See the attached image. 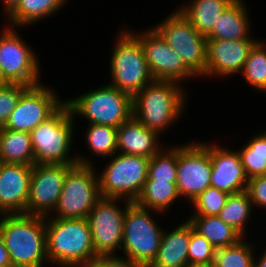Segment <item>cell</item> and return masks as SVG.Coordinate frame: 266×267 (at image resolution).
I'll return each instance as SVG.
<instances>
[{
    "mask_svg": "<svg viewBox=\"0 0 266 267\" xmlns=\"http://www.w3.org/2000/svg\"><path fill=\"white\" fill-rule=\"evenodd\" d=\"M178 197L176 182L146 180L135 203L158 214L168 211Z\"/></svg>",
    "mask_w": 266,
    "mask_h": 267,
    "instance_id": "27",
    "label": "cell"
},
{
    "mask_svg": "<svg viewBox=\"0 0 266 267\" xmlns=\"http://www.w3.org/2000/svg\"><path fill=\"white\" fill-rule=\"evenodd\" d=\"M32 165L0 164V215L27 214Z\"/></svg>",
    "mask_w": 266,
    "mask_h": 267,
    "instance_id": "18",
    "label": "cell"
},
{
    "mask_svg": "<svg viewBox=\"0 0 266 267\" xmlns=\"http://www.w3.org/2000/svg\"><path fill=\"white\" fill-rule=\"evenodd\" d=\"M118 201L121 199L101 197L87 217L97 256L115 255L121 250L125 213L131 202L123 200L126 205L122 209Z\"/></svg>",
    "mask_w": 266,
    "mask_h": 267,
    "instance_id": "13",
    "label": "cell"
},
{
    "mask_svg": "<svg viewBox=\"0 0 266 267\" xmlns=\"http://www.w3.org/2000/svg\"><path fill=\"white\" fill-rule=\"evenodd\" d=\"M159 136L132 116L117 128V152L151 158L163 147Z\"/></svg>",
    "mask_w": 266,
    "mask_h": 267,
    "instance_id": "20",
    "label": "cell"
},
{
    "mask_svg": "<svg viewBox=\"0 0 266 267\" xmlns=\"http://www.w3.org/2000/svg\"><path fill=\"white\" fill-rule=\"evenodd\" d=\"M251 202L257 207L266 210V176H255L249 178L247 189Z\"/></svg>",
    "mask_w": 266,
    "mask_h": 267,
    "instance_id": "37",
    "label": "cell"
},
{
    "mask_svg": "<svg viewBox=\"0 0 266 267\" xmlns=\"http://www.w3.org/2000/svg\"><path fill=\"white\" fill-rule=\"evenodd\" d=\"M75 164L32 165L27 214L49 216L58 203L67 172Z\"/></svg>",
    "mask_w": 266,
    "mask_h": 267,
    "instance_id": "16",
    "label": "cell"
},
{
    "mask_svg": "<svg viewBox=\"0 0 266 267\" xmlns=\"http://www.w3.org/2000/svg\"><path fill=\"white\" fill-rule=\"evenodd\" d=\"M134 32L133 30L131 33L143 48L154 80L174 81L181 84L186 79L197 77L153 27L139 34Z\"/></svg>",
    "mask_w": 266,
    "mask_h": 267,
    "instance_id": "14",
    "label": "cell"
},
{
    "mask_svg": "<svg viewBox=\"0 0 266 267\" xmlns=\"http://www.w3.org/2000/svg\"><path fill=\"white\" fill-rule=\"evenodd\" d=\"M235 0H191L177 10L204 36L214 28L217 20Z\"/></svg>",
    "mask_w": 266,
    "mask_h": 267,
    "instance_id": "23",
    "label": "cell"
},
{
    "mask_svg": "<svg viewBox=\"0 0 266 267\" xmlns=\"http://www.w3.org/2000/svg\"><path fill=\"white\" fill-rule=\"evenodd\" d=\"M0 234L12 265L43 267L48 262L44 216L1 214Z\"/></svg>",
    "mask_w": 266,
    "mask_h": 267,
    "instance_id": "2",
    "label": "cell"
},
{
    "mask_svg": "<svg viewBox=\"0 0 266 267\" xmlns=\"http://www.w3.org/2000/svg\"><path fill=\"white\" fill-rule=\"evenodd\" d=\"M11 267H32V266L11 265Z\"/></svg>",
    "mask_w": 266,
    "mask_h": 267,
    "instance_id": "44",
    "label": "cell"
},
{
    "mask_svg": "<svg viewBox=\"0 0 266 267\" xmlns=\"http://www.w3.org/2000/svg\"><path fill=\"white\" fill-rule=\"evenodd\" d=\"M185 267H215V263H188Z\"/></svg>",
    "mask_w": 266,
    "mask_h": 267,
    "instance_id": "42",
    "label": "cell"
},
{
    "mask_svg": "<svg viewBox=\"0 0 266 267\" xmlns=\"http://www.w3.org/2000/svg\"><path fill=\"white\" fill-rule=\"evenodd\" d=\"M0 160L7 164L34 165L31 134L0 127Z\"/></svg>",
    "mask_w": 266,
    "mask_h": 267,
    "instance_id": "24",
    "label": "cell"
},
{
    "mask_svg": "<svg viewBox=\"0 0 266 267\" xmlns=\"http://www.w3.org/2000/svg\"><path fill=\"white\" fill-rule=\"evenodd\" d=\"M27 88L28 86L23 84L0 85V127L5 126L21 94Z\"/></svg>",
    "mask_w": 266,
    "mask_h": 267,
    "instance_id": "36",
    "label": "cell"
},
{
    "mask_svg": "<svg viewBox=\"0 0 266 267\" xmlns=\"http://www.w3.org/2000/svg\"><path fill=\"white\" fill-rule=\"evenodd\" d=\"M74 120L68 104L64 102L30 132L34 164H93L83 155L69 156L74 141Z\"/></svg>",
    "mask_w": 266,
    "mask_h": 267,
    "instance_id": "4",
    "label": "cell"
},
{
    "mask_svg": "<svg viewBox=\"0 0 266 267\" xmlns=\"http://www.w3.org/2000/svg\"><path fill=\"white\" fill-rule=\"evenodd\" d=\"M177 146L161 149L150 158L147 180L176 182Z\"/></svg>",
    "mask_w": 266,
    "mask_h": 267,
    "instance_id": "33",
    "label": "cell"
},
{
    "mask_svg": "<svg viewBox=\"0 0 266 267\" xmlns=\"http://www.w3.org/2000/svg\"><path fill=\"white\" fill-rule=\"evenodd\" d=\"M68 0H21L17 7L7 16L10 27H27L35 22L51 17L64 7Z\"/></svg>",
    "mask_w": 266,
    "mask_h": 267,
    "instance_id": "25",
    "label": "cell"
},
{
    "mask_svg": "<svg viewBox=\"0 0 266 267\" xmlns=\"http://www.w3.org/2000/svg\"><path fill=\"white\" fill-rule=\"evenodd\" d=\"M97 174L93 165L75 164L67 172L58 203L49 216L87 219L101 198Z\"/></svg>",
    "mask_w": 266,
    "mask_h": 267,
    "instance_id": "9",
    "label": "cell"
},
{
    "mask_svg": "<svg viewBox=\"0 0 266 267\" xmlns=\"http://www.w3.org/2000/svg\"><path fill=\"white\" fill-rule=\"evenodd\" d=\"M258 41L207 39L206 73L203 77L226 78L240 73L251 49Z\"/></svg>",
    "mask_w": 266,
    "mask_h": 267,
    "instance_id": "17",
    "label": "cell"
},
{
    "mask_svg": "<svg viewBox=\"0 0 266 267\" xmlns=\"http://www.w3.org/2000/svg\"><path fill=\"white\" fill-rule=\"evenodd\" d=\"M0 32V71L2 79L9 84L38 85L40 61L17 28L4 26Z\"/></svg>",
    "mask_w": 266,
    "mask_h": 267,
    "instance_id": "11",
    "label": "cell"
},
{
    "mask_svg": "<svg viewBox=\"0 0 266 267\" xmlns=\"http://www.w3.org/2000/svg\"><path fill=\"white\" fill-rule=\"evenodd\" d=\"M188 221L215 249L234 245L243 238L218 216H189Z\"/></svg>",
    "mask_w": 266,
    "mask_h": 267,
    "instance_id": "26",
    "label": "cell"
},
{
    "mask_svg": "<svg viewBox=\"0 0 266 267\" xmlns=\"http://www.w3.org/2000/svg\"><path fill=\"white\" fill-rule=\"evenodd\" d=\"M132 30L122 28L110 57L109 85L123 90L132 97L154 81L139 40Z\"/></svg>",
    "mask_w": 266,
    "mask_h": 267,
    "instance_id": "5",
    "label": "cell"
},
{
    "mask_svg": "<svg viewBox=\"0 0 266 267\" xmlns=\"http://www.w3.org/2000/svg\"><path fill=\"white\" fill-rule=\"evenodd\" d=\"M263 251L264 252L261 253L262 255L259 256V259L255 258L254 267H266V249Z\"/></svg>",
    "mask_w": 266,
    "mask_h": 267,
    "instance_id": "41",
    "label": "cell"
},
{
    "mask_svg": "<svg viewBox=\"0 0 266 267\" xmlns=\"http://www.w3.org/2000/svg\"><path fill=\"white\" fill-rule=\"evenodd\" d=\"M252 207L253 204L247 191L230 194L217 216L245 238L246 223L251 218Z\"/></svg>",
    "mask_w": 266,
    "mask_h": 267,
    "instance_id": "28",
    "label": "cell"
},
{
    "mask_svg": "<svg viewBox=\"0 0 266 267\" xmlns=\"http://www.w3.org/2000/svg\"><path fill=\"white\" fill-rule=\"evenodd\" d=\"M83 267H144L128 258L118 255L96 256L90 263Z\"/></svg>",
    "mask_w": 266,
    "mask_h": 267,
    "instance_id": "38",
    "label": "cell"
},
{
    "mask_svg": "<svg viewBox=\"0 0 266 267\" xmlns=\"http://www.w3.org/2000/svg\"><path fill=\"white\" fill-rule=\"evenodd\" d=\"M65 102L74 117L82 115L89 120V124L118 128L133 116L132 96L109 84Z\"/></svg>",
    "mask_w": 266,
    "mask_h": 267,
    "instance_id": "6",
    "label": "cell"
},
{
    "mask_svg": "<svg viewBox=\"0 0 266 267\" xmlns=\"http://www.w3.org/2000/svg\"><path fill=\"white\" fill-rule=\"evenodd\" d=\"M210 160L212 165L211 187L228 194L246 191L249 179L237 150L226 149L215 143L210 144Z\"/></svg>",
    "mask_w": 266,
    "mask_h": 267,
    "instance_id": "19",
    "label": "cell"
},
{
    "mask_svg": "<svg viewBox=\"0 0 266 267\" xmlns=\"http://www.w3.org/2000/svg\"><path fill=\"white\" fill-rule=\"evenodd\" d=\"M86 145L92 154L108 158L117 153V128L107 125L89 124Z\"/></svg>",
    "mask_w": 266,
    "mask_h": 267,
    "instance_id": "30",
    "label": "cell"
},
{
    "mask_svg": "<svg viewBox=\"0 0 266 267\" xmlns=\"http://www.w3.org/2000/svg\"><path fill=\"white\" fill-rule=\"evenodd\" d=\"M174 81L154 80L132 97L133 117L159 135L173 125L186 108V92Z\"/></svg>",
    "mask_w": 266,
    "mask_h": 267,
    "instance_id": "3",
    "label": "cell"
},
{
    "mask_svg": "<svg viewBox=\"0 0 266 267\" xmlns=\"http://www.w3.org/2000/svg\"><path fill=\"white\" fill-rule=\"evenodd\" d=\"M215 250L213 245L204 236L196 232L190 223L188 263H214Z\"/></svg>",
    "mask_w": 266,
    "mask_h": 267,
    "instance_id": "35",
    "label": "cell"
},
{
    "mask_svg": "<svg viewBox=\"0 0 266 267\" xmlns=\"http://www.w3.org/2000/svg\"><path fill=\"white\" fill-rule=\"evenodd\" d=\"M12 263L10 260L9 253L5 247L4 240L0 234V267H11Z\"/></svg>",
    "mask_w": 266,
    "mask_h": 267,
    "instance_id": "39",
    "label": "cell"
},
{
    "mask_svg": "<svg viewBox=\"0 0 266 267\" xmlns=\"http://www.w3.org/2000/svg\"><path fill=\"white\" fill-rule=\"evenodd\" d=\"M210 143L195 141L177 146L176 187L190 203L211 186Z\"/></svg>",
    "mask_w": 266,
    "mask_h": 267,
    "instance_id": "12",
    "label": "cell"
},
{
    "mask_svg": "<svg viewBox=\"0 0 266 267\" xmlns=\"http://www.w3.org/2000/svg\"><path fill=\"white\" fill-rule=\"evenodd\" d=\"M152 214L150 209L131 202L124 218L121 249L125 258L144 267L156 259L164 231Z\"/></svg>",
    "mask_w": 266,
    "mask_h": 267,
    "instance_id": "7",
    "label": "cell"
},
{
    "mask_svg": "<svg viewBox=\"0 0 266 267\" xmlns=\"http://www.w3.org/2000/svg\"><path fill=\"white\" fill-rule=\"evenodd\" d=\"M237 151L248 179L266 174V134L263 131Z\"/></svg>",
    "mask_w": 266,
    "mask_h": 267,
    "instance_id": "29",
    "label": "cell"
},
{
    "mask_svg": "<svg viewBox=\"0 0 266 267\" xmlns=\"http://www.w3.org/2000/svg\"><path fill=\"white\" fill-rule=\"evenodd\" d=\"M189 243L190 222L187 219L172 231H163L156 259L149 267H185Z\"/></svg>",
    "mask_w": 266,
    "mask_h": 267,
    "instance_id": "21",
    "label": "cell"
},
{
    "mask_svg": "<svg viewBox=\"0 0 266 267\" xmlns=\"http://www.w3.org/2000/svg\"><path fill=\"white\" fill-rule=\"evenodd\" d=\"M254 244L244 241L215 250V267H254Z\"/></svg>",
    "mask_w": 266,
    "mask_h": 267,
    "instance_id": "32",
    "label": "cell"
},
{
    "mask_svg": "<svg viewBox=\"0 0 266 267\" xmlns=\"http://www.w3.org/2000/svg\"><path fill=\"white\" fill-rule=\"evenodd\" d=\"M153 27L196 76L205 75L207 38L183 14L173 11Z\"/></svg>",
    "mask_w": 266,
    "mask_h": 267,
    "instance_id": "10",
    "label": "cell"
},
{
    "mask_svg": "<svg viewBox=\"0 0 266 267\" xmlns=\"http://www.w3.org/2000/svg\"><path fill=\"white\" fill-rule=\"evenodd\" d=\"M3 84H5V82L2 79V74H1V71H0V85H3Z\"/></svg>",
    "mask_w": 266,
    "mask_h": 267,
    "instance_id": "43",
    "label": "cell"
},
{
    "mask_svg": "<svg viewBox=\"0 0 266 267\" xmlns=\"http://www.w3.org/2000/svg\"><path fill=\"white\" fill-rule=\"evenodd\" d=\"M64 102L50 86L43 83L30 86L21 94L4 128L30 133Z\"/></svg>",
    "mask_w": 266,
    "mask_h": 267,
    "instance_id": "15",
    "label": "cell"
},
{
    "mask_svg": "<svg viewBox=\"0 0 266 267\" xmlns=\"http://www.w3.org/2000/svg\"><path fill=\"white\" fill-rule=\"evenodd\" d=\"M243 0H235L227 10L220 14L213 30L206 36L207 39L222 40H256L249 32L250 19L247 6Z\"/></svg>",
    "mask_w": 266,
    "mask_h": 267,
    "instance_id": "22",
    "label": "cell"
},
{
    "mask_svg": "<svg viewBox=\"0 0 266 267\" xmlns=\"http://www.w3.org/2000/svg\"><path fill=\"white\" fill-rule=\"evenodd\" d=\"M45 223L47 264L53 263L57 267H83L97 256L87 219L46 216Z\"/></svg>",
    "mask_w": 266,
    "mask_h": 267,
    "instance_id": "1",
    "label": "cell"
},
{
    "mask_svg": "<svg viewBox=\"0 0 266 267\" xmlns=\"http://www.w3.org/2000/svg\"><path fill=\"white\" fill-rule=\"evenodd\" d=\"M253 89L266 92V43L259 40L251 49L241 71Z\"/></svg>",
    "mask_w": 266,
    "mask_h": 267,
    "instance_id": "31",
    "label": "cell"
},
{
    "mask_svg": "<svg viewBox=\"0 0 266 267\" xmlns=\"http://www.w3.org/2000/svg\"><path fill=\"white\" fill-rule=\"evenodd\" d=\"M21 0H2L3 13L6 17L17 7Z\"/></svg>",
    "mask_w": 266,
    "mask_h": 267,
    "instance_id": "40",
    "label": "cell"
},
{
    "mask_svg": "<svg viewBox=\"0 0 266 267\" xmlns=\"http://www.w3.org/2000/svg\"><path fill=\"white\" fill-rule=\"evenodd\" d=\"M112 158L97 175L101 197L135 202L147 180L150 158L118 152Z\"/></svg>",
    "mask_w": 266,
    "mask_h": 267,
    "instance_id": "8",
    "label": "cell"
},
{
    "mask_svg": "<svg viewBox=\"0 0 266 267\" xmlns=\"http://www.w3.org/2000/svg\"><path fill=\"white\" fill-rule=\"evenodd\" d=\"M229 195L217 188L208 187L190 203L196 209L191 216H217Z\"/></svg>",
    "mask_w": 266,
    "mask_h": 267,
    "instance_id": "34",
    "label": "cell"
}]
</instances>
